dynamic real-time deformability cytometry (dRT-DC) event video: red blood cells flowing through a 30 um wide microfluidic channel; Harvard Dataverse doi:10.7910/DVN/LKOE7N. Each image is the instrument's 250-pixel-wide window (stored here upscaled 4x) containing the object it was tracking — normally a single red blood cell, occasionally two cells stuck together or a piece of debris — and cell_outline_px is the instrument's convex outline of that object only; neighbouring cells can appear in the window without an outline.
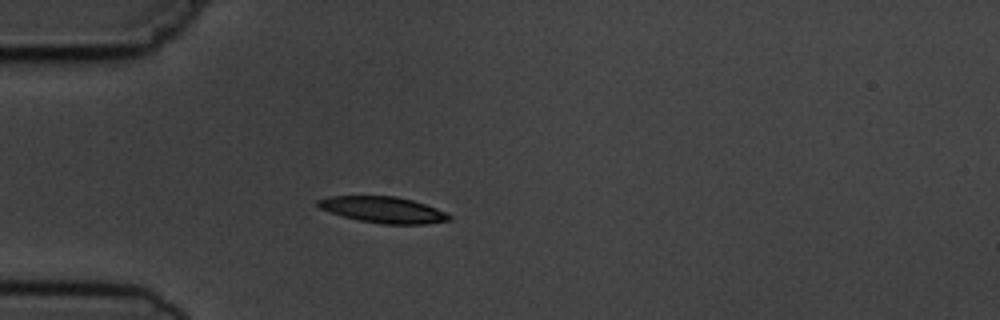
{"species": "common noctule bat (a hibernating species)", "species_latin": "Nyctalus noctula", "temperature_condition": "cold", "stored_images_in_passage": 5, "camera_frame_rate_fps": 3000, "um_per_image_px": 0.085, "animal": {"sex": "male", "body_mass_g": 19.5, "forearm_length_mm": 54.6}, "frame": {"image": 1, "passage_image": 5, "time_ms": 4.667, "image_size_px": [1000, 320], "cell_outline_px": [[452, 220], [428, 224], [380, 224], [360, 220], [344, 216], [320, 208], [316, 204], [316, 200], [328, 196], [396, 196], [412, 200], [436, 208], [452, 216]], "centroid_in_image_um": [32.59, 17.83], "position_along_channel_um": 52.4, "area_um2": 19.94}}